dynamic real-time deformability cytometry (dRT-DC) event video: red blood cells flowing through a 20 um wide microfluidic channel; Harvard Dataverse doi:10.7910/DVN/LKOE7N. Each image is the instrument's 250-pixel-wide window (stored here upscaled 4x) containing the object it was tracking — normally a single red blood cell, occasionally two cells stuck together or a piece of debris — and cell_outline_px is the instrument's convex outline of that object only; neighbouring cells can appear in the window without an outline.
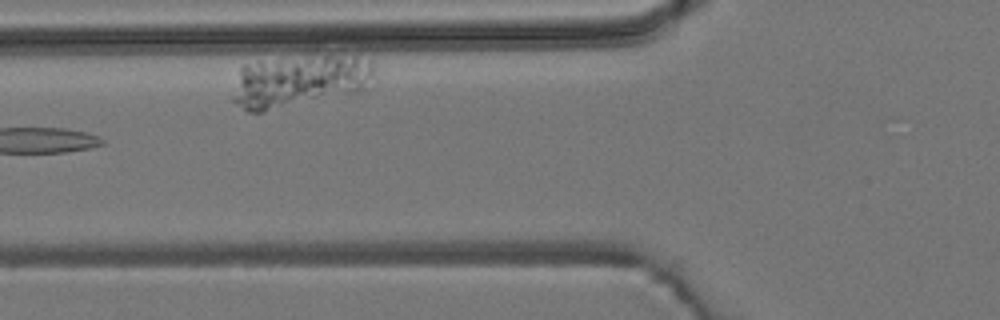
{"species": "common noctule bat (a hibernating species)", "species_latin": "Nyctalus noctula", "temperature_condition": "room temperature", "stored_images_in_passage": 7, "camera_frame_rate_fps": 3000, "um_per_image_px": 0.085, "animal": {"sex": "male", "body_mass_g": 19.2, "forearm_length_mm": 51.8}, "frame": {"image": 1, "passage_image": 3, "time_ms": 2.333, "image_size_px": [1000, 320], "cell_outline_px": [[372, 76], [364, 92], [264, 112], [248, 112], [236, 104], [232, 100], [232, 96], [240, 68], [244, 64], [260, 60], [308, 56], [356, 56], [372, 60]], "centroid_in_image_um": [25.44, 6.9], "position_along_channel_um": 100.4, "area_um2": 43.75}}